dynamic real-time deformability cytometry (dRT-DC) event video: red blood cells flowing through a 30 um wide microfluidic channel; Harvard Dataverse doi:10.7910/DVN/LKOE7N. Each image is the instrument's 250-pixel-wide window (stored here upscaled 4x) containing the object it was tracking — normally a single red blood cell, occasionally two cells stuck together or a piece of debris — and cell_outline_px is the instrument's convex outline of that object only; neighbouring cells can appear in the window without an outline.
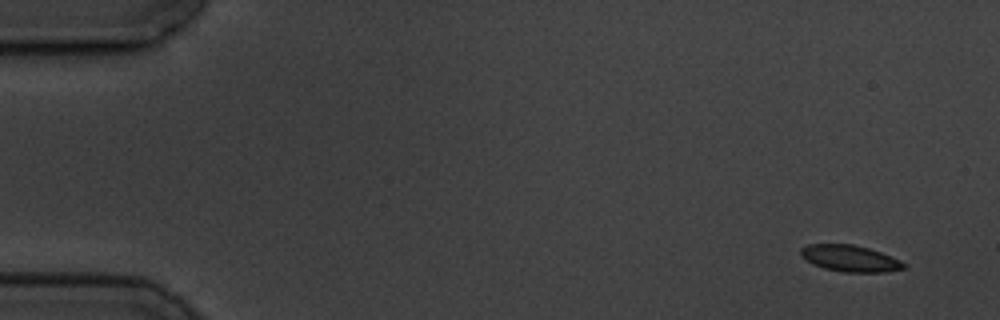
{"species": "common noctule bat (a hibernating species)", "species_latin": "Nyctalus noctula", "temperature_condition": "cold", "stored_images_in_passage": 3, "camera_frame_rate_fps": 3000, "um_per_image_px": 0.085, "animal": {"sex": "male", "body_mass_g": 19.5, "forearm_length_mm": 54.6}, "frame": {"image": 1, "passage_image": 1, "time_ms": 0.0, "image_size_px": [1000, 320], "cell_outline_px": [[908, 268], [888, 272], [844, 272], [824, 268], [812, 264], [800, 256], [800, 248], [808, 244], [852, 244], [868, 248], [880, 252], [900, 260], [908, 264]], "centroid_in_image_um": [72.27, 21.97], "position_along_channel_um": 12.7, "area_um2": 16.07}}